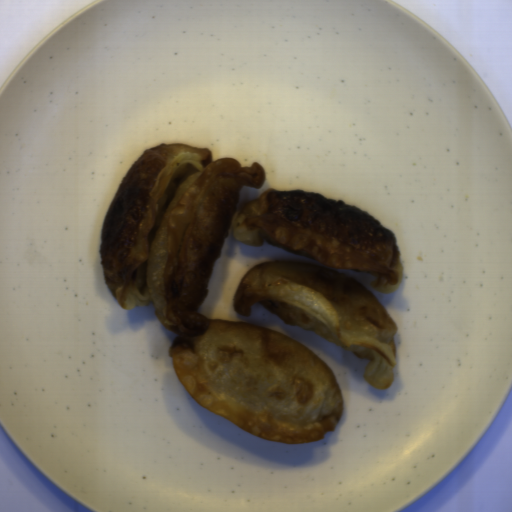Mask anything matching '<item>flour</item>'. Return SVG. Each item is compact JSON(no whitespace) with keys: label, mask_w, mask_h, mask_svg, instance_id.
<instances>
[{"label":"flour","mask_w":512,"mask_h":512,"mask_svg":"<svg viewBox=\"0 0 512 512\" xmlns=\"http://www.w3.org/2000/svg\"><path fill=\"white\" fill-rule=\"evenodd\" d=\"M265 182L259 163L214 160L207 148L145 149L108 208L99 259L123 311L152 303L176 335L168 355L193 400L270 442H317L334 432L344 408L329 366L275 329L198 312L242 188Z\"/></svg>","instance_id":"c2a2500e"},{"label":"flour","mask_w":512,"mask_h":512,"mask_svg":"<svg viewBox=\"0 0 512 512\" xmlns=\"http://www.w3.org/2000/svg\"><path fill=\"white\" fill-rule=\"evenodd\" d=\"M253 305L369 360L363 377L371 387L393 384L397 327L357 279L313 262L270 260L245 272L237 286L234 312L248 317Z\"/></svg>","instance_id":"a7fe0414"},{"label":"flour","mask_w":512,"mask_h":512,"mask_svg":"<svg viewBox=\"0 0 512 512\" xmlns=\"http://www.w3.org/2000/svg\"><path fill=\"white\" fill-rule=\"evenodd\" d=\"M237 242L269 243L336 269L364 272L379 293L403 279L398 241L367 212L313 191L268 189L243 206L235 220Z\"/></svg>","instance_id":"66d56a37"}]
</instances>
